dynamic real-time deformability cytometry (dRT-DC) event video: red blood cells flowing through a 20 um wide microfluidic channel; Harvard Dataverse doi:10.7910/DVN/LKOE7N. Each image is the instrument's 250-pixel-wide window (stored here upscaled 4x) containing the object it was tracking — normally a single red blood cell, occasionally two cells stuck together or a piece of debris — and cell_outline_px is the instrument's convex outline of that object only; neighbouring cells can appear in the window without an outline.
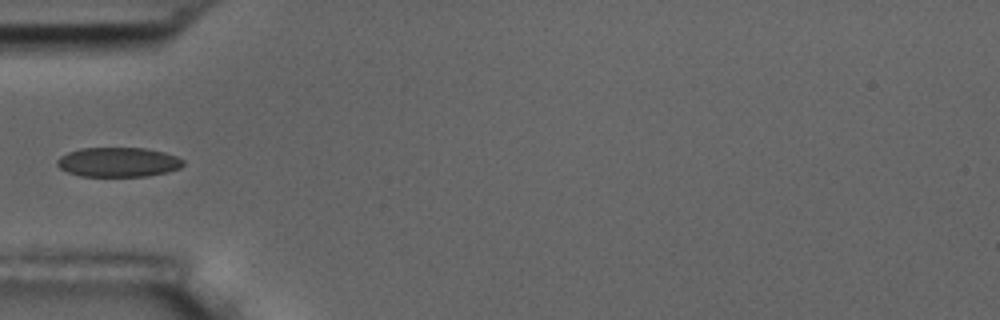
{"species": "common noctule bat (a hibernating species)", "species_latin": "Nyctalus noctula", "temperature_condition": "room temperature", "stored_images_in_passage": 5, "camera_frame_rate_fps": 3000, "um_per_image_px": 0.085, "animal": {"sex": "male", "body_mass_g": 17.5, "forearm_length_mm": 52.3}, "frame": {"image": 1, "passage_image": 5, "time_ms": 4.667, "image_size_px": [1000, 320], "cell_outline_px": [[184, 164], [180, 168], [168, 172], [148, 176], [80, 176], [68, 172], [60, 168], [56, 164], [56, 160], [60, 156], [68, 152], [80, 148], [144, 148], [164, 152], [176, 156], [184, 160]], "centroid_in_image_um": [10.05, 13.78], "position_along_channel_um": 75.0, "area_um2": 21.79}}